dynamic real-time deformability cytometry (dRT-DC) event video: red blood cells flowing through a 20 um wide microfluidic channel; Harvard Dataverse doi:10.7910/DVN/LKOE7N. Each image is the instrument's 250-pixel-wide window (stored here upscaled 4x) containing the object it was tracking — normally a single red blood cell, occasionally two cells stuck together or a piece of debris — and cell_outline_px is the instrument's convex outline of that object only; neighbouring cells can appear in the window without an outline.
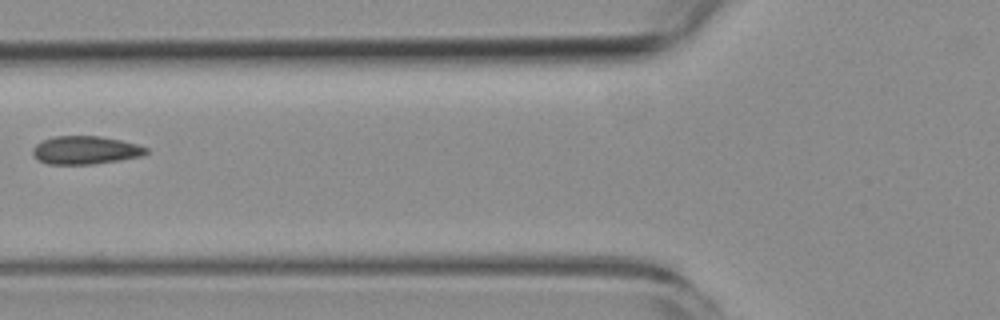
{"species": "common noctule bat (a hibernating species)", "species_latin": "Nyctalus noctula", "temperature_condition": "room temperature", "stored_images_in_passage": 2, "camera_frame_rate_fps": 3000, "um_per_image_px": 0.085, "animal": {"sex": "female", "body_mass_g": 19.3, "forearm_length_mm": 54.1}, "frame": {"image": 1, "passage_image": 2, "time_ms": 2.0, "image_size_px": [1000, 320], "cell_outline_px": [[148, 152], [144, 156], [120, 160], [92, 164], [48, 164], [40, 160], [32, 152], [32, 148], [36, 144], [44, 140], [56, 136], [100, 136], [120, 140], [136, 144], [148, 148]], "centroid_in_image_um": [7.3, 12.76], "position_along_channel_um": 118.5, "area_um2": 18.5}}